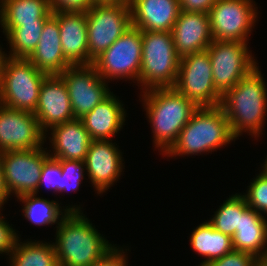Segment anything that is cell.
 Instances as JSON below:
<instances>
[{"label":"cell","mask_w":267,"mask_h":266,"mask_svg":"<svg viewBox=\"0 0 267 266\" xmlns=\"http://www.w3.org/2000/svg\"><path fill=\"white\" fill-rule=\"evenodd\" d=\"M56 228L53 244L59 266H90L103 261L117 248L83 212H69Z\"/></svg>","instance_id":"cell-1"},{"label":"cell","mask_w":267,"mask_h":266,"mask_svg":"<svg viewBox=\"0 0 267 266\" xmlns=\"http://www.w3.org/2000/svg\"><path fill=\"white\" fill-rule=\"evenodd\" d=\"M266 85L257 66L222 96L220 106L236 139L246 131L255 138L263 134L267 117Z\"/></svg>","instance_id":"cell-2"},{"label":"cell","mask_w":267,"mask_h":266,"mask_svg":"<svg viewBox=\"0 0 267 266\" xmlns=\"http://www.w3.org/2000/svg\"><path fill=\"white\" fill-rule=\"evenodd\" d=\"M141 93L146 117L152 125L154 146L164 155L199 107L174 87Z\"/></svg>","instance_id":"cell-3"},{"label":"cell","mask_w":267,"mask_h":266,"mask_svg":"<svg viewBox=\"0 0 267 266\" xmlns=\"http://www.w3.org/2000/svg\"><path fill=\"white\" fill-rule=\"evenodd\" d=\"M233 140L235 141L236 138L231 132L229 121L220 105L199 107L165 155H168L167 157L181 155L182 157L210 153Z\"/></svg>","instance_id":"cell-4"},{"label":"cell","mask_w":267,"mask_h":266,"mask_svg":"<svg viewBox=\"0 0 267 266\" xmlns=\"http://www.w3.org/2000/svg\"><path fill=\"white\" fill-rule=\"evenodd\" d=\"M180 57L169 31H142V60L139 74L141 90L173 88ZM144 86V88H143Z\"/></svg>","instance_id":"cell-5"},{"label":"cell","mask_w":267,"mask_h":266,"mask_svg":"<svg viewBox=\"0 0 267 266\" xmlns=\"http://www.w3.org/2000/svg\"><path fill=\"white\" fill-rule=\"evenodd\" d=\"M46 76L27 58L5 56L0 65V104L35 113Z\"/></svg>","instance_id":"cell-6"},{"label":"cell","mask_w":267,"mask_h":266,"mask_svg":"<svg viewBox=\"0 0 267 266\" xmlns=\"http://www.w3.org/2000/svg\"><path fill=\"white\" fill-rule=\"evenodd\" d=\"M86 20L89 65L132 26L128 1L95 3Z\"/></svg>","instance_id":"cell-7"},{"label":"cell","mask_w":267,"mask_h":266,"mask_svg":"<svg viewBox=\"0 0 267 266\" xmlns=\"http://www.w3.org/2000/svg\"><path fill=\"white\" fill-rule=\"evenodd\" d=\"M142 60V31L131 26L92 63L105 80L130 79L139 84Z\"/></svg>","instance_id":"cell-8"},{"label":"cell","mask_w":267,"mask_h":266,"mask_svg":"<svg viewBox=\"0 0 267 266\" xmlns=\"http://www.w3.org/2000/svg\"><path fill=\"white\" fill-rule=\"evenodd\" d=\"M174 88L198 107H214L221 104L222 95L215 88L207 50L180 58Z\"/></svg>","instance_id":"cell-9"},{"label":"cell","mask_w":267,"mask_h":266,"mask_svg":"<svg viewBox=\"0 0 267 266\" xmlns=\"http://www.w3.org/2000/svg\"><path fill=\"white\" fill-rule=\"evenodd\" d=\"M247 45L239 41L213 40L206 49L215 88L222 96L258 65Z\"/></svg>","instance_id":"cell-10"},{"label":"cell","mask_w":267,"mask_h":266,"mask_svg":"<svg viewBox=\"0 0 267 266\" xmlns=\"http://www.w3.org/2000/svg\"><path fill=\"white\" fill-rule=\"evenodd\" d=\"M253 0H217L208 12L213 40L248 43L257 21Z\"/></svg>","instance_id":"cell-11"},{"label":"cell","mask_w":267,"mask_h":266,"mask_svg":"<svg viewBox=\"0 0 267 266\" xmlns=\"http://www.w3.org/2000/svg\"><path fill=\"white\" fill-rule=\"evenodd\" d=\"M42 146L1 152L3 176L10 195L37 194L44 162L50 157Z\"/></svg>","instance_id":"cell-12"},{"label":"cell","mask_w":267,"mask_h":266,"mask_svg":"<svg viewBox=\"0 0 267 266\" xmlns=\"http://www.w3.org/2000/svg\"><path fill=\"white\" fill-rule=\"evenodd\" d=\"M60 76L66 84L75 118H82L92 111L112 92L91 65H75L66 68Z\"/></svg>","instance_id":"cell-13"},{"label":"cell","mask_w":267,"mask_h":266,"mask_svg":"<svg viewBox=\"0 0 267 266\" xmlns=\"http://www.w3.org/2000/svg\"><path fill=\"white\" fill-rule=\"evenodd\" d=\"M45 133L34 113L0 104V151L29 150L44 146Z\"/></svg>","instance_id":"cell-14"},{"label":"cell","mask_w":267,"mask_h":266,"mask_svg":"<svg viewBox=\"0 0 267 266\" xmlns=\"http://www.w3.org/2000/svg\"><path fill=\"white\" fill-rule=\"evenodd\" d=\"M34 115L45 133V139L48 128L75 119L66 84L60 75L44 78Z\"/></svg>","instance_id":"cell-15"},{"label":"cell","mask_w":267,"mask_h":266,"mask_svg":"<svg viewBox=\"0 0 267 266\" xmlns=\"http://www.w3.org/2000/svg\"><path fill=\"white\" fill-rule=\"evenodd\" d=\"M122 152L112 140H92L85 157V169L92 186L101 194L118 181L123 171Z\"/></svg>","instance_id":"cell-16"},{"label":"cell","mask_w":267,"mask_h":266,"mask_svg":"<svg viewBox=\"0 0 267 266\" xmlns=\"http://www.w3.org/2000/svg\"><path fill=\"white\" fill-rule=\"evenodd\" d=\"M171 34L180 58L205 51L213 41L208 13L180 11Z\"/></svg>","instance_id":"cell-17"},{"label":"cell","mask_w":267,"mask_h":266,"mask_svg":"<svg viewBox=\"0 0 267 266\" xmlns=\"http://www.w3.org/2000/svg\"><path fill=\"white\" fill-rule=\"evenodd\" d=\"M58 21L65 59L72 65H89L87 20L84 12H53Z\"/></svg>","instance_id":"cell-18"},{"label":"cell","mask_w":267,"mask_h":266,"mask_svg":"<svg viewBox=\"0 0 267 266\" xmlns=\"http://www.w3.org/2000/svg\"><path fill=\"white\" fill-rule=\"evenodd\" d=\"M132 26L141 31H169L180 14L179 0H128Z\"/></svg>","instance_id":"cell-19"},{"label":"cell","mask_w":267,"mask_h":266,"mask_svg":"<svg viewBox=\"0 0 267 266\" xmlns=\"http://www.w3.org/2000/svg\"><path fill=\"white\" fill-rule=\"evenodd\" d=\"M48 130H51L52 136L48 137L53 146V152L51 150L48 152L51 158L56 160H85L92 139L81 119L75 118Z\"/></svg>","instance_id":"cell-20"},{"label":"cell","mask_w":267,"mask_h":266,"mask_svg":"<svg viewBox=\"0 0 267 266\" xmlns=\"http://www.w3.org/2000/svg\"><path fill=\"white\" fill-rule=\"evenodd\" d=\"M27 59L47 75H60L72 66L63 54L59 24L53 16L45 22L37 47Z\"/></svg>","instance_id":"cell-21"},{"label":"cell","mask_w":267,"mask_h":266,"mask_svg":"<svg viewBox=\"0 0 267 266\" xmlns=\"http://www.w3.org/2000/svg\"><path fill=\"white\" fill-rule=\"evenodd\" d=\"M123 105L111 93L92 111L80 118L92 140H111L122 129L126 118Z\"/></svg>","instance_id":"cell-22"},{"label":"cell","mask_w":267,"mask_h":266,"mask_svg":"<svg viewBox=\"0 0 267 266\" xmlns=\"http://www.w3.org/2000/svg\"><path fill=\"white\" fill-rule=\"evenodd\" d=\"M262 214L248 208L240 216L239 230L232 237L234 250L254 255L257 259L267 255V221Z\"/></svg>","instance_id":"cell-23"},{"label":"cell","mask_w":267,"mask_h":266,"mask_svg":"<svg viewBox=\"0 0 267 266\" xmlns=\"http://www.w3.org/2000/svg\"><path fill=\"white\" fill-rule=\"evenodd\" d=\"M52 13L49 0H0L2 28H16L29 23H45Z\"/></svg>","instance_id":"cell-24"},{"label":"cell","mask_w":267,"mask_h":266,"mask_svg":"<svg viewBox=\"0 0 267 266\" xmlns=\"http://www.w3.org/2000/svg\"><path fill=\"white\" fill-rule=\"evenodd\" d=\"M190 237L193 250L205 259L198 266H204L234 250L232 238L214 229L208 221L197 226Z\"/></svg>","instance_id":"cell-25"},{"label":"cell","mask_w":267,"mask_h":266,"mask_svg":"<svg viewBox=\"0 0 267 266\" xmlns=\"http://www.w3.org/2000/svg\"><path fill=\"white\" fill-rule=\"evenodd\" d=\"M24 205L22 212L26 220L34 225H58L64 216L69 212H81L80 205L66 206L63 209L58 202L54 200H47L46 198H39L37 194H24L17 197ZM76 206V207H75ZM64 211V212H63ZM61 216V217H60Z\"/></svg>","instance_id":"cell-26"},{"label":"cell","mask_w":267,"mask_h":266,"mask_svg":"<svg viewBox=\"0 0 267 266\" xmlns=\"http://www.w3.org/2000/svg\"><path fill=\"white\" fill-rule=\"evenodd\" d=\"M19 242L18 238L9 254L10 266H59L53 243Z\"/></svg>","instance_id":"cell-27"},{"label":"cell","mask_w":267,"mask_h":266,"mask_svg":"<svg viewBox=\"0 0 267 266\" xmlns=\"http://www.w3.org/2000/svg\"><path fill=\"white\" fill-rule=\"evenodd\" d=\"M44 24L29 23L16 28H2L7 41H9L10 49H12L6 56L28 58L37 47Z\"/></svg>","instance_id":"cell-28"},{"label":"cell","mask_w":267,"mask_h":266,"mask_svg":"<svg viewBox=\"0 0 267 266\" xmlns=\"http://www.w3.org/2000/svg\"><path fill=\"white\" fill-rule=\"evenodd\" d=\"M249 208L242 194L229 196L225 202L219 206L212 219L208 222L219 232L234 236L236 230H239L240 216Z\"/></svg>","instance_id":"cell-29"},{"label":"cell","mask_w":267,"mask_h":266,"mask_svg":"<svg viewBox=\"0 0 267 266\" xmlns=\"http://www.w3.org/2000/svg\"><path fill=\"white\" fill-rule=\"evenodd\" d=\"M61 165L60 192L77 191L86 172L85 162L78 160H57Z\"/></svg>","instance_id":"cell-30"},{"label":"cell","mask_w":267,"mask_h":266,"mask_svg":"<svg viewBox=\"0 0 267 266\" xmlns=\"http://www.w3.org/2000/svg\"><path fill=\"white\" fill-rule=\"evenodd\" d=\"M243 196L250 208L267 214V176L262 171L250 182Z\"/></svg>","instance_id":"cell-31"},{"label":"cell","mask_w":267,"mask_h":266,"mask_svg":"<svg viewBox=\"0 0 267 266\" xmlns=\"http://www.w3.org/2000/svg\"><path fill=\"white\" fill-rule=\"evenodd\" d=\"M61 175L62 171L60 163L56 159L49 157L42 166L37 193L43 186L50 190L52 189L54 192L60 193Z\"/></svg>","instance_id":"cell-32"},{"label":"cell","mask_w":267,"mask_h":266,"mask_svg":"<svg viewBox=\"0 0 267 266\" xmlns=\"http://www.w3.org/2000/svg\"><path fill=\"white\" fill-rule=\"evenodd\" d=\"M258 259L246 252L233 250L223 257L212 260L204 266H257Z\"/></svg>","instance_id":"cell-33"},{"label":"cell","mask_w":267,"mask_h":266,"mask_svg":"<svg viewBox=\"0 0 267 266\" xmlns=\"http://www.w3.org/2000/svg\"><path fill=\"white\" fill-rule=\"evenodd\" d=\"M95 3L93 0H49L52 12H84Z\"/></svg>","instance_id":"cell-34"},{"label":"cell","mask_w":267,"mask_h":266,"mask_svg":"<svg viewBox=\"0 0 267 266\" xmlns=\"http://www.w3.org/2000/svg\"><path fill=\"white\" fill-rule=\"evenodd\" d=\"M4 219V216H0V254L7 253L6 255H9L19 235L12 228V225L10 226L9 222L7 223V220Z\"/></svg>","instance_id":"cell-35"},{"label":"cell","mask_w":267,"mask_h":266,"mask_svg":"<svg viewBox=\"0 0 267 266\" xmlns=\"http://www.w3.org/2000/svg\"><path fill=\"white\" fill-rule=\"evenodd\" d=\"M217 0H179L180 10L208 13Z\"/></svg>","instance_id":"cell-36"},{"label":"cell","mask_w":267,"mask_h":266,"mask_svg":"<svg viewBox=\"0 0 267 266\" xmlns=\"http://www.w3.org/2000/svg\"><path fill=\"white\" fill-rule=\"evenodd\" d=\"M121 248V249H120ZM118 246L111 254H109L103 261L90 266H127V256L124 254L122 247Z\"/></svg>","instance_id":"cell-37"},{"label":"cell","mask_w":267,"mask_h":266,"mask_svg":"<svg viewBox=\"0 0 267 266\" xmlns=\"http://www.w3.org/2000/svg\"><path fill=\"white\" fill-rule=\"evenodd\" d=\"M9 196L10 194L5 185V180L3 176V165L0 157V210L3 207L2 205H4L7 202Z\"/></svg>","instance_id":"cell-38"},{"label":"cell","mask_w":267,"mask_h":266,"mask_svg":"<svg viewBox=\"0 0 267 266\" xmlns=\"http://www.w3.org/2000/svg\"><path fill=\"white\" fill-rule=\"evenodd\" d=\"M128 0H93L94 3H117V2H127Z\"/></svg>","instance_id":"cell-39"},{"label":"cell","mask_w":267,"mask_h":266,"mask_svg":"<svg viewBox=\"0 0 267 266\" xmlns=\"http://www.w3.org/2000/svg\"><path fill=\"white\" fill-rule=\"evenodd\" d=\"M257 266H267V255L258 259Z\"/></svg>","instance_id":"cell-40"},{"label":"cell","mask_w":267,"mask_h":266,"mask_svg":"<svg viewBox=\"0 0 267 266\" xmlns=\"http://www.w3.org/2000/svg\"><path fill=\"white\" fill-rule=\"evenodd\" d=\"M265 164H262V172L267 176V157L265 159Z\"/></svg>","instance_id":"cell-41"},{"label":"cell","mask_w":267,"mask_h":266,"mask_svg":"<svg viewBox=\"0 0 267 266\" xmlns=\"http://www.w3.org/2000/svg\"><path fill=\"white\" fill-rule=\"evenodd\" d=\"M5 52L2 50V47L0 46V61H3L5 56H6V53L4 54Z\"/></svg>","instance_id":"cell-42"}]
</instances>
